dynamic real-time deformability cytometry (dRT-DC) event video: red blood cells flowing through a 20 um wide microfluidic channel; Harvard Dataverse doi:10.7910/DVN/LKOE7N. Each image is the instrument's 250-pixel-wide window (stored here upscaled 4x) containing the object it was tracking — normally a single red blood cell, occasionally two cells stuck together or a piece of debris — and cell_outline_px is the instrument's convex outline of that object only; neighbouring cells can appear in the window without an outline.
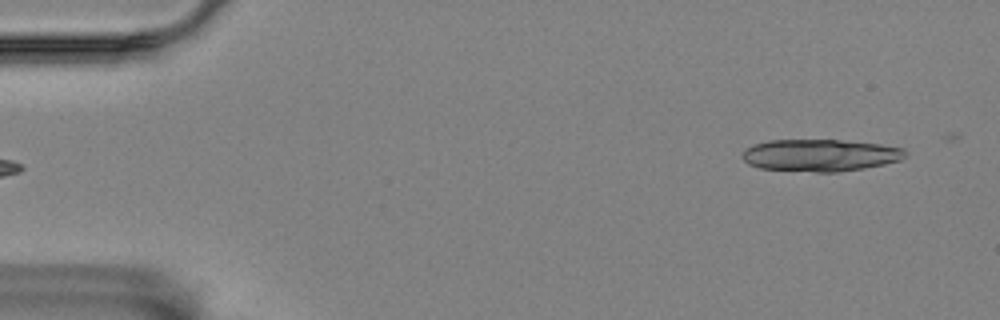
{"species": "Egyptian fruit bat (a non-hibernating species)", "species_latin": "Rousettus aegyptiacus", "temperature_condition": "room temperature", "stored_images_in_passage": 5, "segment_of_instrument_passage": [2, 2], "camera_frame_rate_fps": 3000, "um_per_image_px": 0.085, "animal": {"sex": "female"}, "frame": {"image": 1, "passage_image": 5, "time_ms": 1.333, "image_size_px": [1000, 320], "cell_outline_px": [[908, 152], [900, 160], [884, 164], [864, 168], [840, 172], [816, 172], [760, 168], [748, 164], [740, 156], [752, 144], [768, 140], [840, 140], [880, 144], [904, 148]], "centroid_in_image_um": [69.72, 13.19], "position_along_channel_um": 15.3, "area_um2": 30.52}}